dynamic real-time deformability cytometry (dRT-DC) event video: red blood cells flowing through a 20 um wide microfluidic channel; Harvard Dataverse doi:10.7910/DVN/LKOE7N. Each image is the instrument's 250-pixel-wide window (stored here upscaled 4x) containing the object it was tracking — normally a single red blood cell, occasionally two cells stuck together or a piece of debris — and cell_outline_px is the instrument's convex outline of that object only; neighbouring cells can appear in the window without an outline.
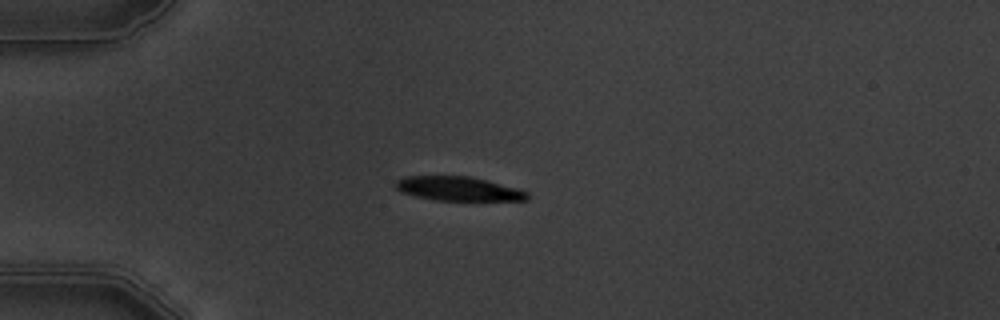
{"species": "common noctule bat (a hibernating species)", "species_latin": "Nyctalus noctula", "temperature_condition": "warm", "stored_images_in_passage": 7, "camera_frame_rate_fps": 3000, "um_per_image_px": 0.085, "animal": {"sex": "male", "body_mass_g": 19.5, "forearm_length_mm": 54.6}, "frame": {"image": 1, "passage_image": 3, "time_ms": 3.0, "image_size_px": [1000, 320], "cell_outline_px": [[528, 200], [436, 200], [416, 196], [400, 192], [396, 188], [396, 180], [404, 176], [472, 176], [488, 180], [516, 188], [528, 192]], "centroid_in_image_um": [38.94, 16.03], "position_along_channel_um": 46.1, "area_um2": 18.44}}